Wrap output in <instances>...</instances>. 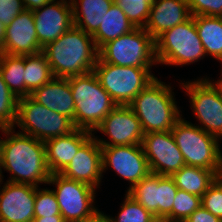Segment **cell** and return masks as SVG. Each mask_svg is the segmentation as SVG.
Wrapping results in <instances>:
<instances>
[{
  "mask_svg": "<svg viewBox=\"0 0 222 222\" xmlns=\"http://www.w3.org/2000/svg\"><path fill=\"white\" fill-rule=\"evenodd\" d=\"M13 129H1L8 136L11 134L6 140L0 141L1 170L4 168L12 174L8 182L34 186L48 183L51 172L44 142L22 132L14 134Z\"/></svg>",
  "mask_w": 222,
  "mask_h": 222,
  "instance_id": "cell-1",
  "label": "cell"
},
{
  "mask_svg": "<svg viewBox=\"0 0 222 222\" xmlns=\"http://www.w3.org/2000/svg\"><path fill=\"white\" fill-rule=\"evenodd\" d=\"M42 52L46 56L53 76L59 78L93 72L99 58V49L92 35L75 26L56 41L48 43Z\"/></svg>",
  "mask_w": 222,
  "mask_h": 222,
  "instance_id": "cell-2",
  "label": "cell"
},
{
  "mask_svg": "<svg viewBox=\"0 0 222 222\" xmlns=\"http://www.w3.org/2000/svg\"><path fill=\"white\" fill-rule=\"evenodd\" d=\"M145 133L171 131L181 118L171 86L155 78L128 105Z\"/></svg>",
  "mask_w": 222,
  "mask_h": 222,
  "instance_id": "cell-3",
  "label": "cell"
},
{
  "mask_svg": "<svg viewBox=\"0 0 222 222\" xmlns=\"http://www.w3.org/2000/svg\"><path fill=\"white\" fill-rule=\"evenodd\" d=\"M75 104V128L94 131L117 106L94 72L69 78Z\"/></svg>",
  "mask_w": 222,
  "mask_h": 222,
  "instance_id": "cell-4",
  "label": "cell"
},
{
  "mask_svg": "<svg viewBox=\"0 0 222 222\" xmlns=\"http://www.w3.org/2000/svg\"><path fill=\"white\" fill-rule=\"evenodd\" d=\"M158 63L186 65L198 61L206 54L198 36L194 17L164 31L155 39Z\"/></svg>",
  "mask_w": 222,
  "mask_h": 222,
  "instance_id": "cell-5",
  "label": "cell"
},
{
  "mask_svg": "<svg viewBox=\"0 0 222 222\" xmlns=\"http://www.w3.org/2000/svg\"><path fill=\"white\" fill-rule=\"evenodd\" d=\"M185 164L208 170H221L219 139L182 117L171 130Z\"/></svg>",
  "mask_w": 222,
  "mask_h": 222,
  "instance_id": "cell-6",
  "label": "cell"
},
{
  "mask_svg": "<svg viewBox=\"0 0 222 222\" xmlns=\"http://www.w3.org/2000/svg\"><path fill=\"white\" fill-rule=\"evenodd\" d=\"M99 58L109 64L151 68L157 63L155 39L144 29L135 28L99 49Z\"/></svg>",
  "mask_w": 222,
  "mask_h": 222,
  "instance_id": "cell-7",
  "label": "cell"
},
{
  "mask_svg": "<svg viewBox=\"0 0 222 222\" xmlns=\"http://www.w3.org/2000/svg\"><path fill=\"white\" fill-rule=\"evenodd\" d=\"M23 134L42 142L70 134L76 128L67 116L49 110L30 95L18 100L16 123Z\"/></svg>",
  "mask_w": 222,
  "mask_h": 222,
  "instance_id": "cell-8",
  "label": "cell"
},
{
  "mask_svg": "<svg viewBox=\"0 0 222 222\" xmlns=\"http://www.w3.org/2000/svg\"><path fill=\"white\" fill-rule=\"evenodd\" d=\"M149 69L118 66L98 58L93 72L117 105H129L156 78Z\"/></svg>",
  "mask_w": 222,
  "mask_h": 222,
  "instance_id": "cell-9",
  "label": "cell"
},
{
  "mask_svg": "<svg viewBox=\"0 0 222 222\" xmlns=\"http://www.w3.org/2000/svg\"><path fill=\"white\" fill-rule=\"evenodd\" d=\"M47 184L56 185L57 189L53 191L65 222H83L99 212L92 205L95 188L88 184L68 179L61 174H51Z\"/></svg>",
  "mask_w": 222,
  "mask_h": 222,
  "instance_id": "cell-10",
  "label": "cell"
},
{
  "mask_svg": "<svg viewBox=\"0 0 222 222\" xmlns=\"http://www.w3.org/2000/svg\"><path fill=\"white\" fill-rule=\"evenodd\" d=\"M209 79L187 82L182 86L188 93L200 128L218 139L222 137V83Z\"/></svg>",
  "mask_w": 222,
  "mask_h": 222,
  "instance_id": "cell-11",
  "label": "cell"
},
{
  "mask_svg": "<svg viewBox=\"0 0 222 222\" xmlns=\"http://www.w3.org/2000/svg\"><path fill=\"white\" fill-rule=\"evenodd\" d=\"M177 186L171 176L150 173L129 187L127 194L141 204L159 222H171Z\"/></svg>",
  "mask_w": 222,
  "mask_h": 222,
  "instance_id": "cell-12",
  "label": "cell"
},
{
  "mask_svg": "<svg viewBox=\"0 0 222 222\" xmlns=\"http://www.w3.org/2000/svg\"><path fill=\"white\" fill-rule=\"evenodd\" d=\"M141 145L151 173L172 176L186 165L171 131L145 133Z\"/></svg>",
  "mask_w": 222,
  "mask_h": 222,
  "instance_id": "cell-13",
  "label": "cell"
},
{
  "mask_svg": "<svg viewBox=\"0 0 222 222\" xmlns=\"http://www.w3.org/2000/svg\"><path fill=\"white\" fill-rule=\"evenodd\" d=\"M102 172L110 166L132 187L148 176L151 171L141 144L124 146H101Z\"/></svg>",
  "mask_w": 222,
  "mask_h": 222,
  "instance_id": "cell-14",
  "label": "cell"
},
{
  "mask_svg": "<svg viewBox=\"0 0 222 222\" xmlns=\"http://www.w3.org/2000/svg\"><path fill=\"white\" fill-rule=\"evenodd\" d=\"M108 135L112 142L96 141L100 146L142 144L144 132L140 121L128 105H117L95 128Z\"/></svg>",
  "mask_w": 222,
  "mask_h": 222,
  "instance_id": "cell-15",
  "label": "cell"
},
{
  "mask_svg": "<svg viewBox=\"0 0 222 222\" xmlns=\"http://www.w3.org/2000/svg\"><path fill=\"white\" fill-rule=\"evenodd\" d=\"M50 0L41 8L33 10L37 39L41 47L56 41L74 26L71 2ZM42 9V10H41Z\"/></svg>",
  "mask_w": 222,
  "mask_h": 222,
  "instance_id": "cell-16",
  "label": "cell"
},
{
  "mask_svg": "<svg viewBox=\"0 0 222 222\" xmlns=\"http://www.w3.org/2000/svg\"><path fill=\"white\" fill-rule=\"evenodd\" d=\"M4 184L0 191V222H32L37 186L8 181Z\"/></svg>",
  "mask_w": 222,
  "mask_h": 222,
  "instance_id": "cell-17",
  "label": "cell"
},
{
  "mask_svg": "<svg viewBox=\"0 0 222 222\" xmlns=\"http://www.w3.org/2000/svg\"><path fill=\"white\" fill-rule=\"evenodd\" d=\"M102 173L101 146L93 135L79 148L77 154L60 174L97 188L101 183Z\"/></svg>",
  "mask_w": 222,
  "mask_h": 222,
  "instance_id": "cell-18",
  "label": "cell"
},
{
  "mask_svg": "<svg viewBox=\"0 0 222 222\" xmlns=\"http://www.w3.org/2000/svg\"><path fill=\"white\" fill-rule=\"evenodd\" d=\"M31 10H24L6 26L3 54L33 55L42 52Z\"/></svg>",
  "mask_w": 222,
  "mask_h": 222,
  "instance_id": "cell-19",
  "label": "cell"
},
{
  "mask_svg": "<svg viewBox=\"0 0 222 222\" xmlns=\"http://www.w3.org/2000/svg\"><path fill=\"white\" fill-rule=\"evenodd\" d=\"M92 135L91 131L76 128L70 134L45 141L46 160L51 174H60Z\"/></svg>",
  "mask_w": 222,
  "mask_h": 222,
  "instance_id": "cell-20",
  "label": "cell"
},
{
  "mask_svg": "<svg viewBox=\"0 0 222 222\" xmlns=\"http://www.w3.org/2000/svg\"><path fill=\"white\" fill-rule=\"evenodd\" d=\"M191 16L187 0H155L144 29L156 39Z\"/></svg>",
  "mask_w": 222,
  "mask_h": 222,
  "instance_id": "cell-21",
  "label": "cell"
},
{
  "mask_svg": "<svg viewBox=\"0 0 222 222\" xmlns=\"http://www.w3.org/2000/svg\"><path fill=\"white\" fill-rule=\"evenodd\" d=\"M30 96L49 110L67 116L75 126V104L69 78L53 77L49 82L35 89Z\"/></svg>",
  "mask_w": 222,
  "mask_h": 222,
  "instance_id": "cell-22",
  "label": "cell"
},
{
  "mask_svg": "<svg viewBox=\"0 0 222 222\" xmlns=\"http://www.w3.org/2000/svg\"><path fill=\"white\" fill-rule=\"evenodd\" d=\"M73 9L74 26L93 35L99 28L114 0H70ZM81 8V12L78 10Z\"/></svg>",
  "mask_w": 222,
  "mask_h": 222,
  "instance_id": "cell-23",
  "label": "cell"
},
{
  "mask_svg": "<svg viewBox=\"0 0 222 222\" xmlns=\"http://www.w3.org/2000/svg\"><path fill=\"white\" fill-rule=\"evenodd\" d=\"M219 172L220 170H208L201 167L184 165L171 177L178 189L202 197L219 177Z\"/></svg>",
  "mask_w": 222,
  "mask_h": 222,
  "instance_id": "cell-24",
  "label": "cell"
},
{
  "mask_svg": "<svg viewBox=\"0 0 222 222\" xmlns=\"http://www.w3.org/2000/svg\"><path fill=\"white\" fill-rule=\"evenodd\" d=\"M135 28L124 11L113 3L92 37L97 48L100 49L107 42L133 31Z\"/></svg>",
  "mask_w": 222,
  "mask_h": 222,
  "instance_id": "cell-25",
  "label": "cell"
},
{
  "mask_svg": "<svg viewBox=\"0 0 222 222\" xmlns=\"http://www.w3.org/2000/svg\"><path fill=\"white\" fill-rule=\"evenodd\" d=\"M205 54L222 61V19L216 16H193Z\"/></svg>",
  "mask_w": 222,
  "mask_h": 222,
  "instance_id": "cell-26",
  "label": "cell"
},
{
  "mask_svg": "<svg viewBox=\"0 0 222 222\" xmlns=\"http://www.w3.org/2000/svg\"><path fill=\"white\" fill-rule=\"evenodd\" d=\"M0 73L18 99L25 97V55L0 53Z\"/></svg>",
  "mask_w": 222,
  "mask_h": 222,
  "instance_id": "cell-27",
  "label": "cell"
},
{
  "mask_svg": "<svg viewBox=\"0 0 222 222\" xmlns=\"http://www.w3.org/2000/svg\"><path fill=\"white\" fill-rule=\"evenodd\" d=\"M53 77L50 65L43 52L25 55V97L49 82Z\"/></svg>",
  "mask_w": 222,
  "mask_h": 222,
  "instance_id": "cell-28",
  "label": "cell"
},
{
  "mask_svg": "<svg viewBox=\"0 0 222 222\" xmlns=\"http://www.w3.org/2000/svg\"><path fill=\"white\" fill-rule=\"evenodd\" d=\"M18 100L0 73V129L13 128L17 118Z\"/></svg>",
  "mask_w": 222,
  "mask_h": 222,
  "instance_id": "cell-29",
  "label": "cell"
},
{
  "mask_svg": "<svg viewBox=\"0 0 222 222\" xmlns=\"http://www.w3.org/2000/svg\"><path fill=\"white\" fill-rule=\"evenodd\" d=\"M155 0H114L137 28H144Z\"/></svg>",
  "mask_w": 222,
  "mask_h": 222,
  "instance_id": "cell-30",
  "label": "cell"
},
{
  "mask_svg": "<svg viewBox=\"0 0 222 222\" xmlns=\"http://www.w3.org/2000/svg\"><path fill=\"white\" fill-rule=\"evenodd\" d=\"M200 206V196L178 189L171 211V222H184Z\"/></svg>",
  "mask_w": 222,
  "mask_h": 222,
  "instance_id": "cell-31",
  "label": "cell"
},
{
  "mask_svg": "<svg viewBox=\"0 0 222 222\" xmlns=\"http://www.w3.org/2000/svg\"><path fill=\"white\" fill-rule=\"evenodd\" d=\"M108 217L111 222H159L150 212L127 193L117 219L110 218V216Z\"/></svg>",
  "mask_w": 222,
  "mask_h": 222,
  "instance_id": "cell-32",
  "label": "cell"
},
{
  "mask_svg": "<svg viewBox=\"0 0 222 222\" xmlns=\"http://www.w3.org/2000/svg\"><path fill=\"white\" fill-rule=\"evenodd\" d=\"M61 215L59 204L53 190L36 188L34 217Z\"/></svg>",
  "mask_w": 222,
  "mask_h": 222,
  "instance_id": "cell-33",
  "label": "cell"
},
{
  "mask_svg": "<svg viewBox=\"0 0 222 222\" xmlns=\"http://www.w3.org/2000/svg\"><path fill=\"white\" fill-rule=\"evenodd\" d=\"M201 206L222 220V179L220 177L201 197Z\"/></svg>",
  "mask_w": 222,
  "mask_h": 222,
  "instance_id": "cell-34",
  "label": "cell"
},
{
  "mask_svg": "<svg viewBox=\"0 0 222 222\" xmlns=\"http://www.w3.org/2000/svg\"><path fill=\"white\" fill-rule=\"evenodd\" d=\"M192 16H216L222 14V0H187Z\"/></svg>",
  "mask_w": 222,
  "mask_h": 222,
  "instance_id": "cell-35",
  "label": "cell"
},
{
  "mask_svg": "<svg viewBox=\"0 0 222 222\" xmlns=\"http://www.w3.org/2000/svg\"><path fill=\"white\" fill-rule=\"evenodd\" d=\"M24 10L23 0H0L1 23L8 26Z\"/></svg>",
  "mask_w": 222,
  "mask_h": 222,
  "instance_id": "cell-36",
  "label": "cell"
},
{
  "mask_svg": "<svg viewBox=\"0 0 222 222\" xmlns=\"http://www.w3.org/2000/svg\"><path fill=\"white\" fill-rule=\"evenodd\" d=\"M184 222H222V220L200 206Z\"/></svg>",
  "mask_w": 222,
  "mask_h": 222,
  "instance_id": "cell-37",
  "label": "cell"
},
{
  "mask_svg": "<svg viewBox=\"0 0 222 222\" xmlns=\"http://www.w3.org/2000/svg\"><path fill=\"white\" fill-rule=\"evenodd\" d=\"M50 0H23L26 10H36L47 4Z\"/></svg>",
  "mask_w": 222,
  "mask_h": 222,
  "instance_id": "cell-38",
  "label": "cell"
},
{
  "mask_svg": "<svg viewBox=\"0 0 222 222\" xmlns=\"http://www.w3.org/2000/svg\"><path fill=\"white\" fill-rule=\"evenodd\" d=\"M32 222H65L62 215L34 217Z\"/></svg>",
  "mask_w": 222,
  "mask_h": 222,
  "instance_id": "cell-39",
  "label": "cell"
},
{
  "mask_svg": "<svg viewBox=\"0 0 222 222\" xmlns=\"http://www.w3.org/2000/svg\"><path fill=\"white\" fill-rule=\"evenodd\" d=\"M83 222H111L109 217L104 215L101 211L98 212L93 218Z\"/></svg>",
  "mask_w": 222,
  "mask_h": 222,
  "instance_id": "cell-40",
  "label": "cell"
},
{
  "mask_svg": "<svg viewBox=\"0 0 222 222\" xmlns=\"http://www.w3.org/2000/svg\"><path fill=\"white\" fill-rule=\"evenodd\" d=\"M6 26L0 21V53L4 51Z\"/></svg>",
  "mask_w": 222,
  "mask_h": 222,
  "instance_id": "cell-41",
  "label": "cell"
},
{
  "mask_svg": "<svg viewBox=\"0 0 222 222\" xmlns=\"http://www.w3.org/2000/svg\"><path fill=\"white\" fill-rule=\"evenodd\" d=\"M219 177L222 179V155H221V170L219 172Z\"/></svg>",
  "mask_w": 222,
  "mask_h": 222,
  "instance_id": "cell-42",
  "label": "cell"
},
{
  "mask_svg": "<svg viewBox=\"0 0 222 222\" xmlns=\"http://www.w3.org/2000/svg\"><path fill=\"white\" fill-rule=\"evenodd\" d=\"M1 141V140H0ZM1 160H0V182H2Z\"/></svg>",
  "mask_w": 222,
  "mask_h": 222,
  "instance_id": "cell-43",
  "label": "cell"
}]
</instances>
